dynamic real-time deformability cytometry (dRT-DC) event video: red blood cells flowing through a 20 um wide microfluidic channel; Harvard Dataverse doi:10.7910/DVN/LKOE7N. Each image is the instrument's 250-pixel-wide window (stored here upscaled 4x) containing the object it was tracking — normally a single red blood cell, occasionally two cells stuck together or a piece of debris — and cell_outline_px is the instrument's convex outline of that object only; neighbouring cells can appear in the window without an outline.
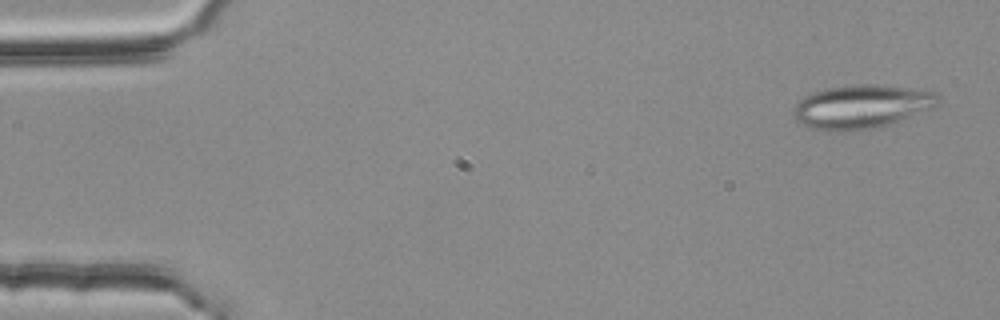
{"species": "common noctule bat (a hibernating species)", "species_latin": "Nyctalus noctula", "temperature_condition": "room temperature", "stored_images_in_passage": 54, "segment_of_instrument_passage": [1, 2], "camera_frame_rate_fps": 3000, "um_per_image_px": 0.085, "animal": {"sex": "female", "body_mass_g": 25.1}, "frame": {"image": 1, "passage_image": 2, "time_ms": 0.333, "image_size_px": [1000, 320], "cell_outline_px": [[940, 104], [936, 108], [892, 124], [872, 128], [812, 128], [796, 120], [792, 116], [792, 108], [804, 96], [812, 92], [824, 88], [852, 84], [876, 84], [940, 92]], "centroid_in_image_um": [73.33, 9.01], "position_along_channel_um": 11.7, "area_um2": 36.65}}